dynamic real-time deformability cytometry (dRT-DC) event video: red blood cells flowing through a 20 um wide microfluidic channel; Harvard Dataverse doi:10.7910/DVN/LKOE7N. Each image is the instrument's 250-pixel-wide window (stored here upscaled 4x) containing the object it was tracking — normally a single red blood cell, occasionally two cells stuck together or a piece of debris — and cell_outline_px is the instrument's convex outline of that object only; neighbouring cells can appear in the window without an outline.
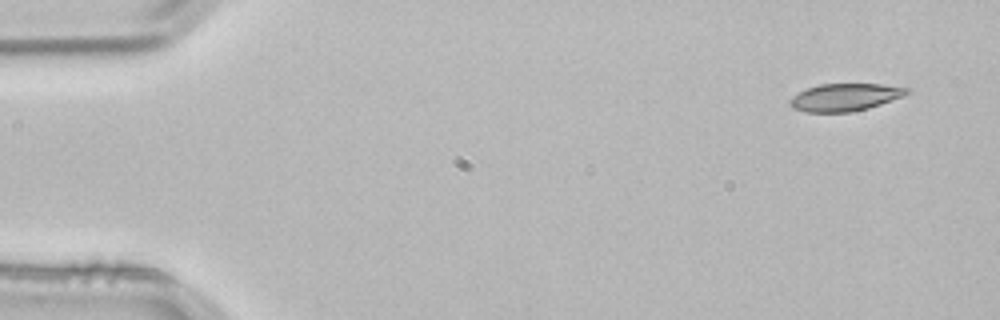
{"species": "common noctule bat (a hibernating species)", "species_latin": "Nyctalus noctula", "temperature_condition": "room temperature", "stored_images_in_passage": 3, "camera_frame_rate_fps": 3000, "um_per_image_px": 0.085, "animal": {"sex": "male", "body_mass_g": 21.5, "forearm_length_mm": 52.0}, "frame": {"image": 1, "passage_image": 1, "time_ms": 0.0, "image_size_px": [1000, 320], "cell_outline_px": [[908, 92], [904, 96], [868, 108], [852, 112], [804, 112], [792, 108], [788, 104], [788, 100], [792, 96], [808, 88], [820, 84], [880, 84], [908, 88]], "centroid_in_image_um": [71.77, 8.27], "position_along_channel_um": 13.2, "area_um2": 18.67}}
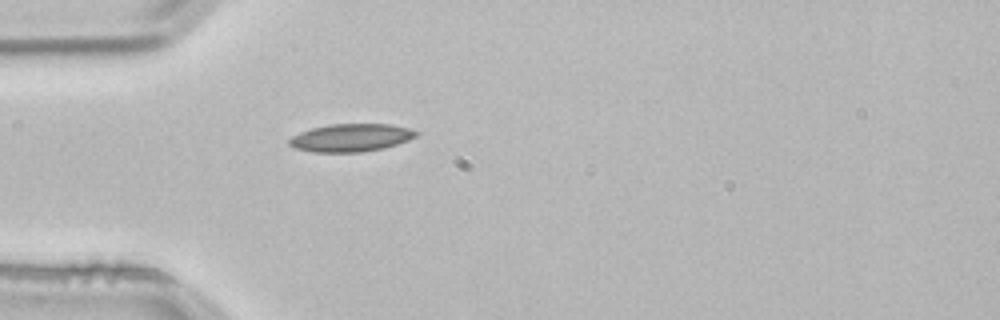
{"frame": {"image": 2, "passage_image": 3, "time_ms": 0.667, "image_size_px": [1000, 320], "cell_outline_px": [[420, 132], [416, 136], [408, 140], [384, 148], [360, 152], [312, 152], [296, 148], [288, 144], [288, 140], [292, 136], [300, 132], [312, 128], [328, 124], [392, 124], [408, 128]], "centroid_in_image_um": [29.82, 11.7], "position_along_channel_um": 55.2, "area_um2": 20.58}}